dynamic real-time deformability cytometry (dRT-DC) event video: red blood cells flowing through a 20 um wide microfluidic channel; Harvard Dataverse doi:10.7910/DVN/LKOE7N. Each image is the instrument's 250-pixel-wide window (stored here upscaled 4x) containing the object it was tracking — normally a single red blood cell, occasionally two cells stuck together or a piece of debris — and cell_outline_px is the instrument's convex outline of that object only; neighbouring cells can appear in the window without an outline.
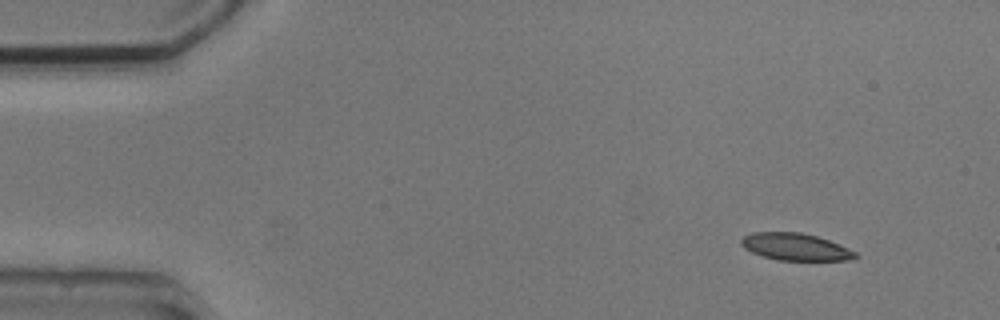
{"species": "common noctule bat (a hibernating species)", "species_latin": "Nyctalus noctula", "temperature_condition": "cold", "stored_images_in_passage": 7, "camera_frame_rate_fps": 3000, "um_per_image_px": 0.085, "animal": {"sex": "male", "body_mass_g": 20.5, "forearm_length_mm": 52.5}, "frame": {"image": 1, "passage_image": 1, "time_ms": 0.0, "image_size_px": [1000, 320], "cell_outline_px": [[860, 256], [848, 260], [776, 260], [752, 252], [744, 248], [740, 244], [740, 240], [744, 236], [752, 232], [800, 232], [816, 236], [840, 244], [856, 252]], "centroid_in_image_um": [67.61, 20.98], "position_along_channel_um": 17.4, "area_um2": 18.03}}
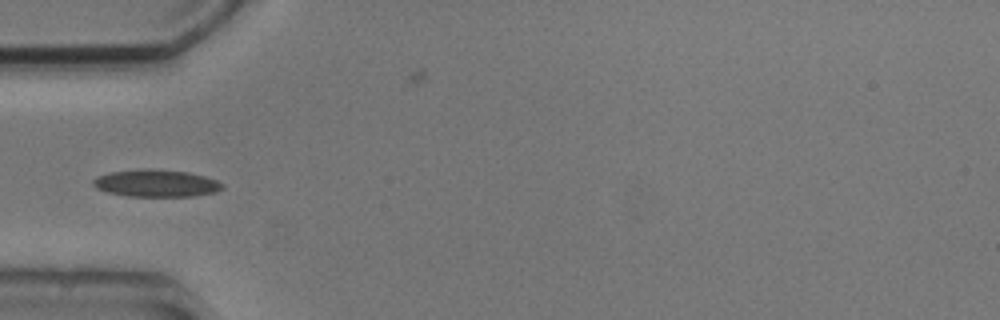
{"frame": {"image": 2, "passage_image": 4, "time_ms": 4.0, "image_size_px": [1000, 320], "cell_outline_px": [[224, 188], [216, 192], [192, 196], [128, 196], [108, 192], [96, 188], [92, 184], [92, 180], [96, 176], [108, 172], [140, 168], [152, 168], [188, 172], [204, 176], [216, 180], [224, 184]], "centroid_in_image_um": [13.25, 15.56], "position_along_channel_um": 71.8, "area_um2": 20.75}}